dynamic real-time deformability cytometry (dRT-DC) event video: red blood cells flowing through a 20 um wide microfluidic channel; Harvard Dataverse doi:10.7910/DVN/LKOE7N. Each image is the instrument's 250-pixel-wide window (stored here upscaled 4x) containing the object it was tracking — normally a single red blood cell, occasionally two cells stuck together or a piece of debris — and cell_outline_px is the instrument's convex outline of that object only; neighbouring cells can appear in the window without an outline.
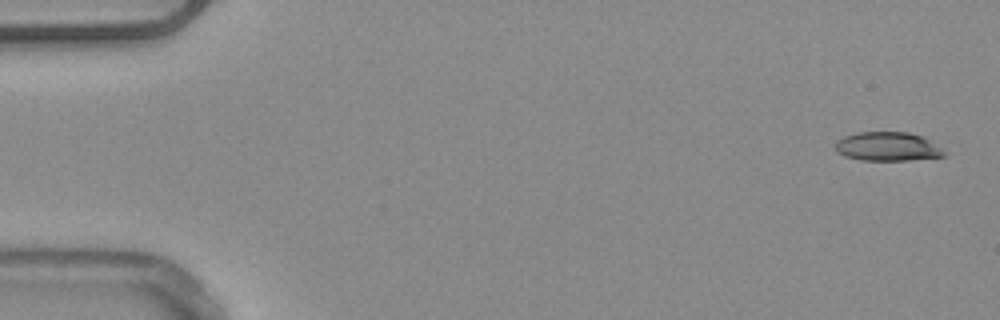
{"species": "common noctule bat (a hibernating species)", "species_latin": "Nyctalus noctula", "temperature_condition": "warm", "stored_images_in_passage": 50, "camera_frame_rate_fps": 3000, "um_per_image_px": 0.085, "animal": {"sex": "male", "body_mass_g": 20.4}, "frame": {"image": 1, "passage_image": 2, "time_ms": 0.333, "image_size_px": [1000, 320], "cell_outline_px": [[948, 152], [944, 156], [908, 160], [860, 160], [844, 156], [836, 152], [836, 140], [844, 136], [856, 132], [908, 132], [924, 136]], "centroid_in_image_um": [75.46, 12.45], "position_along_channel_um": 9.5, "area_um2": 18.55}}
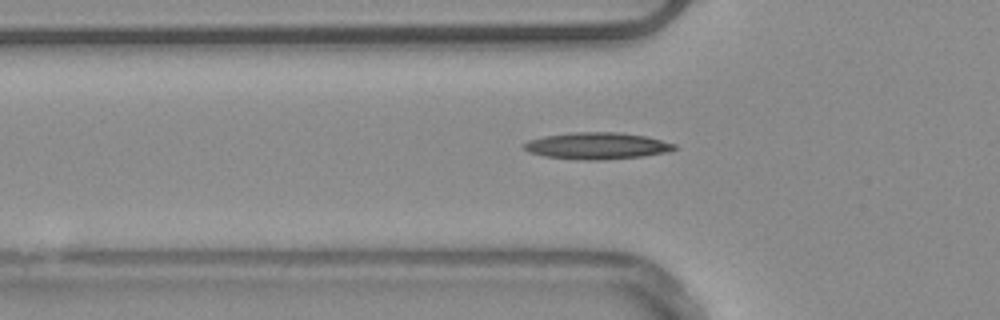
{"frame": {"image": 2, "passage_image": 18, "time_ms": 5.667, "image_size_px": [1000, 320], "cell_outline_px": [[676, 148], [668, 152], [644, 156], [600, 160], [584, 160], [544, 156], [528, 152], [524, 148], [524, 144], [528, 140], [544, 136], [572, 132], [616, 132], [644, 136], [676, 144]], "centroid_in_image_um": [50.73, 12.4], "position_along_channel_um": 75.1, "area_um2": 23.29}}